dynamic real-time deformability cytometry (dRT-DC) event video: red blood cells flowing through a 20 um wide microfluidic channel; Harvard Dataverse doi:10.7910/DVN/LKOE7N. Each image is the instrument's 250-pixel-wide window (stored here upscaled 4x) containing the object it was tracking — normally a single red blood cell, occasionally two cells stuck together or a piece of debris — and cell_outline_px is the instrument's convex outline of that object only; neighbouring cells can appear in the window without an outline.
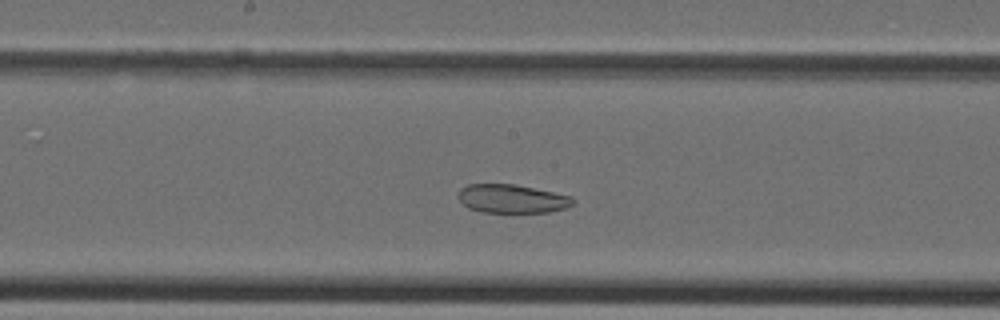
{"species": "Egyptian fruit bat (a non-hibernating species)", "species_latin": "Rousettus aegyptiacus", "temperature_condition": "cold", "stored_images_in_passage": 34, "camera_frame_rate_fps": 3000, "um_per_image_px": 0.085, "animal": {"sex": "female"}, "frame": {"image": 1, "passage_image": 15, "time_ms": 4.667, "image_size_px": [1000, 320], "cell_outline_px": [[576, 200], [572, 204], [564, 208], [548, 212], [484, 212], [468, 208], [456, 196], [460, 188], [468, 184], [516, 184], [572, 196]], "centroid_in_image_um": [43.5, 16.88], "position_along_channel_um": 204.7, "area_um2": 19.13}}
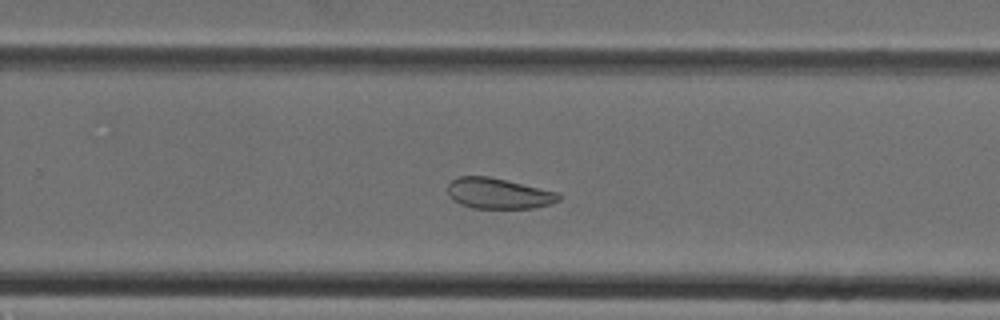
{"frame": {"image": 2, "passage_image": 20, "time_ms": 6.333, "image_size_px": [1000, 320], "cell_outline_px": [[560, 200], [552, 204], [536, 208], [472, 208], [460, 204], [452, 200], [448, 196], [448, 184], [456, 176], [488, 176], [556, 192], [560, 196]], "centroid_in_image_um": [42.33, 16.45], "position_along_channel_um": 287.5, "area_um2": 19.83}}
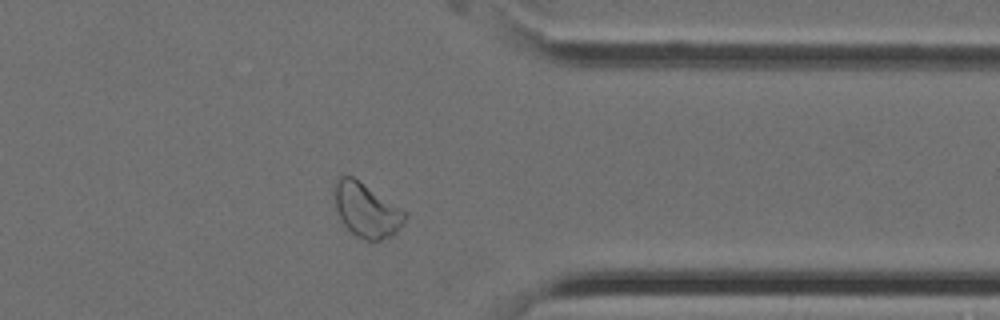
{"frame": {"image": 3, "passage_image": 26, "time_ms": 8.333, "image_size_px": [1000, 320], "cell_outline_px": [[408, 216], [400, 228], [392, 236], [380, 240], [364, 240], [356, 236], [340, 220], [336, 208], [332, 192], [332, 188], [336, 176], [352, 176], [408, 212]], "centroid_in_image_um": [31.13, 17.84], "position_along_channel_um": 380.3, "area_um2": 22.6}}